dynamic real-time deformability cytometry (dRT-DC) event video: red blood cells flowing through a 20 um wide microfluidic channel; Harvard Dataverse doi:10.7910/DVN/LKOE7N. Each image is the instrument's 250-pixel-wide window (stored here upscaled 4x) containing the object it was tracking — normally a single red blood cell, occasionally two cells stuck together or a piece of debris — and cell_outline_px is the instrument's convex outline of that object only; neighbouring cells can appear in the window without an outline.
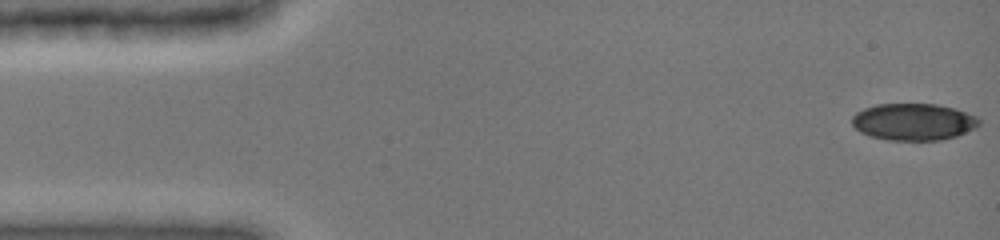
{"species": "common noctule bat (a hibernating species)", "species_latin": "Nyctalus noctula", "temperature_condition": "cold", "stored_images_in_passage": 63, "camera_frame_rate_fps": 3000, "um_per_image_px": 0.085, "animal": {"sex": "female", "body_mass_g": 19.0, "forearm_length_mm": 51.5}, "frame": {"image": 1, "passage_image": 1, "time_ms": 0.0, "image_size_px": [1000, 240], "cell_outline_px": [[980, 124], [976, 128], [956, 136], [940, 140], [888, 140], [868, 136], [860, 132], [852, 124], [852, 116], [856, 112], [864, 108], [876, 104], [936, 104], [952, 108], [976, 116], [980, 120]], "centroid_in_image_um": [77.62, 10.36], "position_along_channel_um": 7.4, "area_um2": 27.34}}
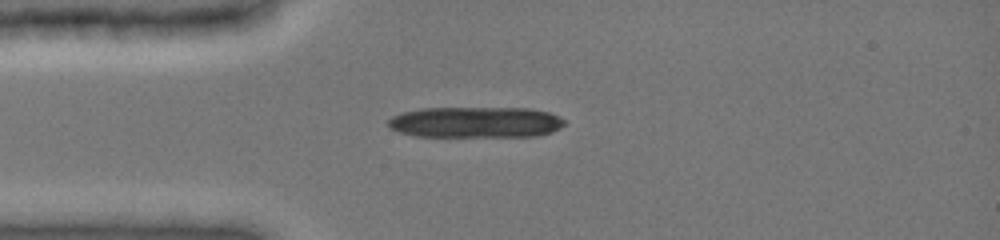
{"frame": {"image": 2, "passage_image": 12, "time_ms": 3.667, "image_size_px": [1000, 240], "cell_outline_px": [[564, 124], [560, 128], [552, 132], [536, 136], [416, 136], [400, 132], [388, 128], [388, 120], [392, 116], [404, 112], [424, 108], [532, 108], [548, 112], [560, 116], [564, 120]], "centroid_in_image_um": [40.44, 10.38], "position_along_channel_um": 44.6, "area_um2": 31.85}, "authors_computed_cell_mechanics": {"area_um2": 18.5538, "velocity_mm_per_s": 4.0, "shape_relaxation_time_tau1_ms": 0.9782, "shape_relaxation_time_tau2_ms": 1.8148, "deformation_change_tau1": 0.3202, "deformation_change_tau2": 0.0535}}